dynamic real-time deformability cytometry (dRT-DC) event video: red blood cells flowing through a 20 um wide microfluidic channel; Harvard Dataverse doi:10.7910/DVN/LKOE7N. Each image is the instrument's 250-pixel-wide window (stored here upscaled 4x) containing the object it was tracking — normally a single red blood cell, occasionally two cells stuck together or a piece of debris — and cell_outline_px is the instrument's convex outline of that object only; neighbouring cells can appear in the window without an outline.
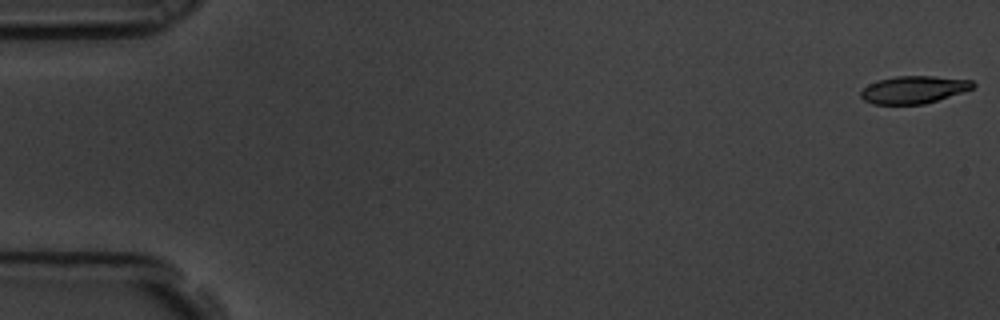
{"species": "common noctule bat (a hibernating species)", "species_latin": "Nyctalus noctula", "temperature_condition": "room temperature", "stored_images_in_passage": 6, "camera_frame_rate_fps": 3000, "um_per_image_px": 0.085, "animal": {"sex": "male", "body_mass_g": 19.5, "forearm_length_mm": 54.6}, "frame": {"image": 1, "passage_image": 1, "time_ms": 0.0, "image_size_px": [1000, 320], "cell_outline_px": [[976, 84], [972, 88], [924, 104], [872, 104], [864, 100], [860, 96], [860, 92], [868, 84], [880, 80], [896, 76], [932, 76], [972, 80]], "centroid_in_image_um": [77.63, 7.62], "position_along_channel_um": 7.4, "area_um2": 17.69}}
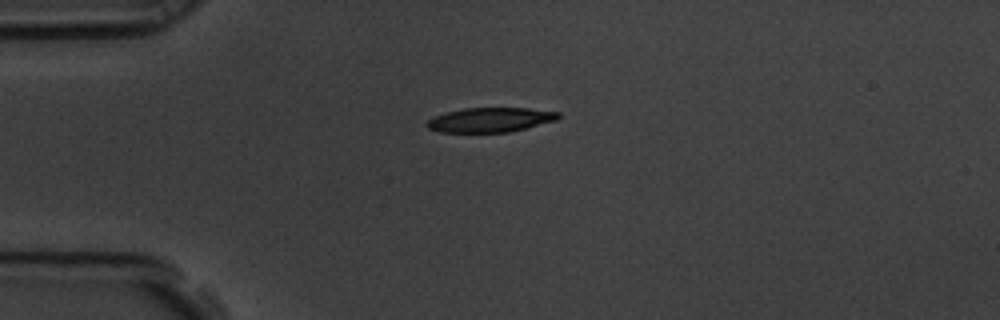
{"frame": {"image": 2, "passage_image": 5, "time_ms": 1.333, "image_size_px": [1000, 320], "cell_outline_px": [[560, 116], [556, 120], [508, 132], [440, 132], [428, 128], [424, 124], [432, 116], [464, 108], [528, 108], [560, 112]], "centroid_in_image_um": [41.63, 10.18], "position_along_channel_um": 43.4, "area_um2": 18.67}}